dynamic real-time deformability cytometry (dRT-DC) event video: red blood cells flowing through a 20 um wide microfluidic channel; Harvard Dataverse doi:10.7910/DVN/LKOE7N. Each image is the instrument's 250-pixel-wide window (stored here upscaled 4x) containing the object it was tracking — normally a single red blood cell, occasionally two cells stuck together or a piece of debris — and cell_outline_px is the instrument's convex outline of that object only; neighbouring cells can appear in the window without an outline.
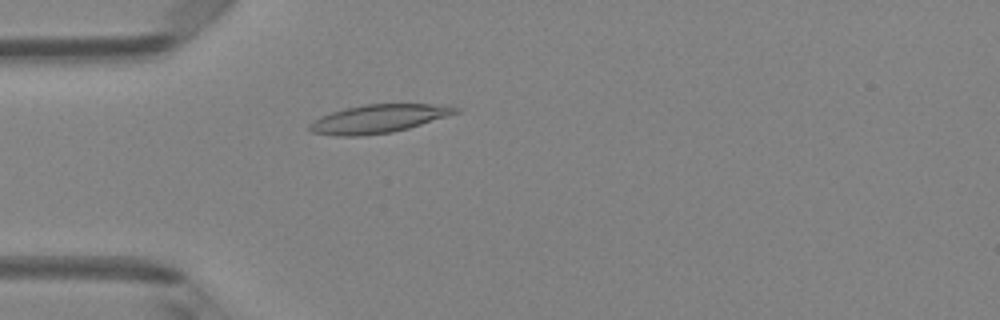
{"species": "Egyptian fruit bat (a non-hibernating species)", "species_latin": "Rousettus aegyptiacus", "temperature_condition": "room temperature", "stored_images_in_passage": 3, "camera_frame_rate_fps": 3000, "um_per_image_px": 0.085, "animal": {"sex": "female"}, "frame": {"image": 1, "passage_image": 3, "time_ms": 0.667, "image_size_px": [1000, 320], "cell_outline_px": [[460, 112], [408, 128], [392, 132], [360, 136], [336, 136], [312, 132], [308, 128], [308, 124], [312, 120], [320, 116], [344, 108], [364, 104], [448, 104], [460, 108]], "centroid_in_image_um": [32.16, 10.08], "position_along_channel_um": 52.8, "area_um2": 24.28}}